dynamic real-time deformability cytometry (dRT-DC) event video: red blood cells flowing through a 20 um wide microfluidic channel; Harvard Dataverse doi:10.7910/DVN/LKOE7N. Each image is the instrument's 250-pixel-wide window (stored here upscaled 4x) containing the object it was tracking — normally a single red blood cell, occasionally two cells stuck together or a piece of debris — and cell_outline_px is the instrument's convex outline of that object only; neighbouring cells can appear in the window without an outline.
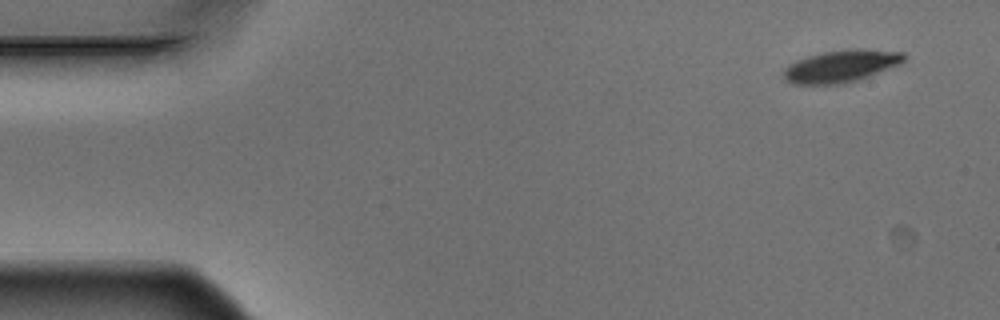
{"species": "Egyptian fruit bat (a non-hibernating species)", "species_latin": "Rousettus aegyptiacus", "temperature_condition": "warm", "stored_images_in_passage": 2, "camera_frame_rate_fps": 3000, "um_per_image_px": 0.085, "animal": {"sex": "male"}, "frame": {"image": 1, "passage_image": 2, "time_ms": 0.333, "image_size_px": [1000, 320], "cell_outline_px": [[908, 56], [900, 64], [868, 76], [844, 84], [792, 84], [784, 76], [784, 68], [788, 64], [796, 60], [808, 56], [824, 52], [860, 48], [904, 52]], "centroid_in_image_um": [71.51, 5.61], "position_along_channel_um": 13.5, "area_um2": 22.48}}